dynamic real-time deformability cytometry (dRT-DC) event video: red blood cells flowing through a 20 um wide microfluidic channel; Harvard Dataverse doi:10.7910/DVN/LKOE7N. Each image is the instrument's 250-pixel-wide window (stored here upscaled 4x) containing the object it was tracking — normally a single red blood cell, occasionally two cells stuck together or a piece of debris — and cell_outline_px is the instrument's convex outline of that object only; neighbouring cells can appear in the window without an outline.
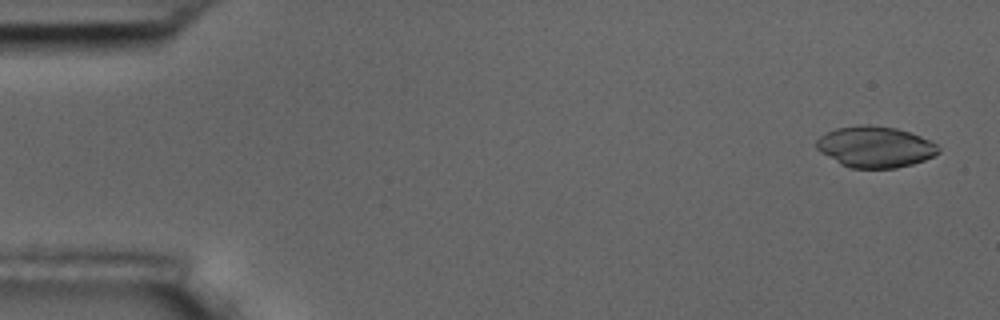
{"species": "common noctule bat (a hibernating species)", "species_latin": "Nyctalus noctula", "temperature_condition": "room temperature", "stored_images_in_passage": 6, "camera_frame_rate_fps": 3000, "um_per_image_px": 0.085, "animal": {"sex": "male", "body_mass_g": 17.5, "forearm_length_mm": 52.3}, "frame": {"image": 1, "passage_image": 1, "time_ms": 0.0, "image_size_px": [1000, 320], "cell_outline_px": [[940, 152], [924, 160], [912, 164], [896, 168], [852, 168], [840, 164], [820, 152], [816, 148], [816, 140], [820, 136], [836, 128], [860, 124], [868, 124], [896, 128], [920, 136], [936, 144], [940, 148]], "centroid_in_image_um": [74.37, 12.48], "position_along_channel_um": 10.6, "area_um2": 29.19}}